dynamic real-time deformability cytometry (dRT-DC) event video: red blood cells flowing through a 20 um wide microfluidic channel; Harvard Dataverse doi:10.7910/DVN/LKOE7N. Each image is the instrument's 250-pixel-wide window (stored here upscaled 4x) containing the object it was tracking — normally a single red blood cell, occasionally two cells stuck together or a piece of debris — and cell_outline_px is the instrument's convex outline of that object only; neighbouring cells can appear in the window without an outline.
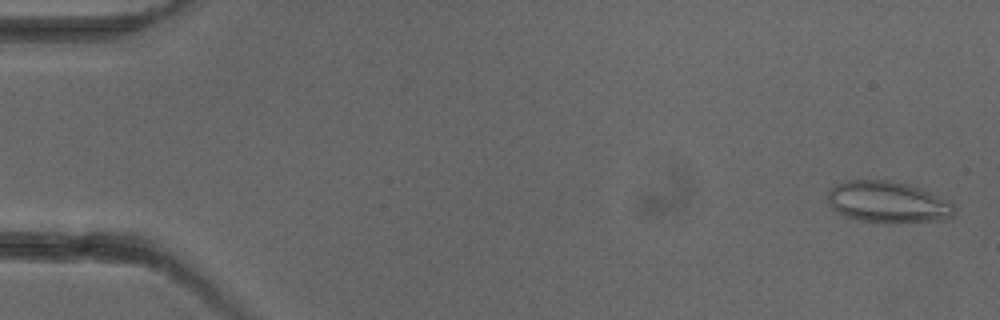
{"species": "common noctule bat (a hibernating species)", "species_latin": "Nyctalus noctula", "temperature_condition": "cold", "stored_images_in_passage": 5, "camera_frame_rate_fps": 3000, "um_per_image_px": 0.085, "animal": {"sex": "female"}, "frame": {"image": 1, "passage_image": 1, "time_ms": 0.0, "image_size_px": [1000, 320], "cell_outline_px": [[956, 212], [952, 216], [944, 220], [896, 224], [888, 224], [856, 220], [844, 216], [832, 208], [828, 200], [828, 192], [836, 184], [844, 180], [888, 180], [904, 184], [952, 200], [956, 208]], "centroid_in_image_um": [75.5, 17.22], "position_along_channel_um": 9.5, "area_um2": 31.1}}